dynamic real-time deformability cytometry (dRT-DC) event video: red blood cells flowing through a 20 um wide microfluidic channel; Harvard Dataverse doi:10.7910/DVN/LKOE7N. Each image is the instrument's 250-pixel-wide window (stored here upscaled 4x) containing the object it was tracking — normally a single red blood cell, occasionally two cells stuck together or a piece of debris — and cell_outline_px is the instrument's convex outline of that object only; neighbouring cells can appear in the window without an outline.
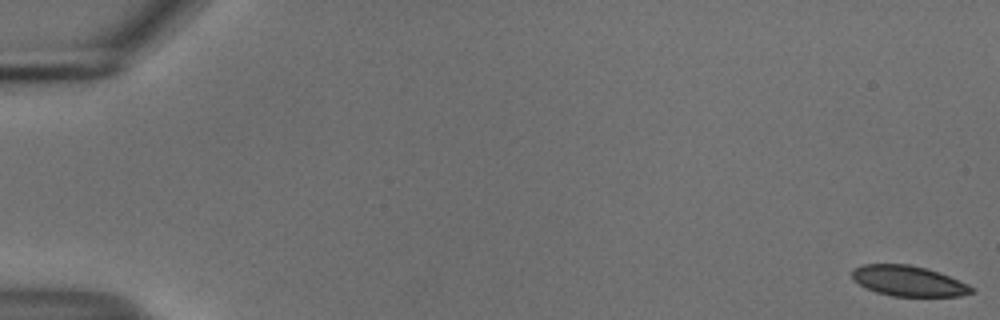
{"species": "common noctule bat (a hibernating species)", "species_latin": "Nyctalus noctula", "temperature_condition": "cold", "stored_images_in_passage": 55, "camera_frame_rate_fps": 3000, "um_per_image_px": 0.085, "animal": {"sex": "male", "body_mass_g": 18.8}, "frame": {"image": 1, "passage_image": 1, "time_ms": 0.0, "image_size_px": [1000, 320], "cell_outline_px": [[976, 288], [972, 292], [960, 296], [892, 296], [876, 292], [860, 284], [852, 276], [852, 268], [864, 264], [908, 264], [928, 268], [968, 284]], "centroid_in_image_um": [77.23, 23.87], "position_along_channel_um": 7.8, "area_um2": 21.04}}
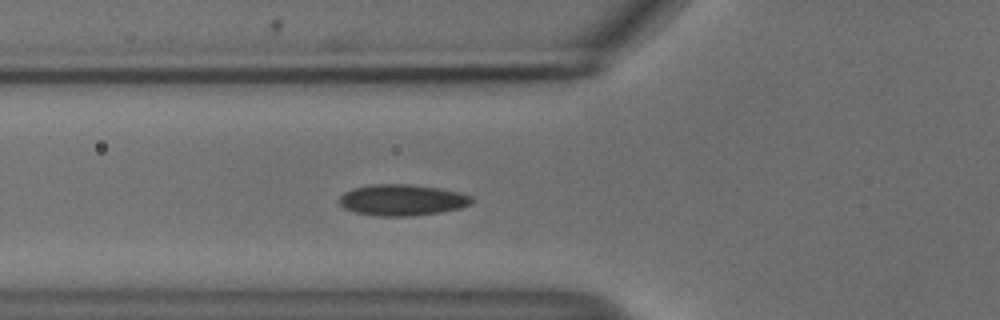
{"frame": {"image": 2, "passage_image": 21, "time_ms": 6.667, "image_size_px": [1000, 320], "cell_outline_px": [[472, 204], [460, 208], [440, 212], [408, 216], [376, 216], [356, 212], [344, 208], [340, 204], [340, 196], [344, 192], [352, 188], [372, 184], [408, 184], [436, 188], [460, 192], [472, 196]], "centroid_in_image_um": [34.17, 17.0], "position_along_channel_um": 91.6, "area_um2": 23.99}}
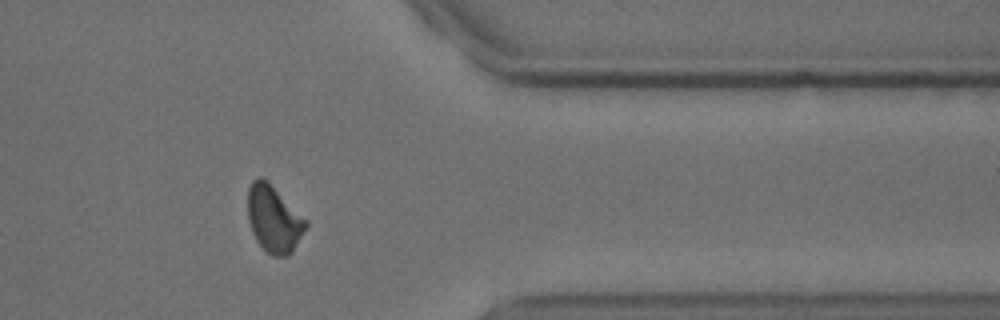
{"frame": {"image": 3, "passage_image": 46, "time_ms": 15.0, "image_size_px": [1000, 320], "cell_outline_px": [[308, 224], [292, 252], [288, 256], [272, 256], [256, 240], [252, 232], [248, 220], [248, 188], [252, 180], [260, 176], [268, 180], [308, 220]], "centroid_in_image_um": [23.28, 18.58], "position_along_channel_um": 388.1, "area_um2": 22.77}, "authors_computed_cell_mechanics": {"area_um2": 22.8888, "velocity_mm_per_s": 3.6939, "shape_relaxation_time_tau1_ms": 9.5153, "shape_relaxation_time_tau2_ms": 2.9172, "deformation_change_tau1": 0.1221, "deformation_change_tau2": 0.0652}}